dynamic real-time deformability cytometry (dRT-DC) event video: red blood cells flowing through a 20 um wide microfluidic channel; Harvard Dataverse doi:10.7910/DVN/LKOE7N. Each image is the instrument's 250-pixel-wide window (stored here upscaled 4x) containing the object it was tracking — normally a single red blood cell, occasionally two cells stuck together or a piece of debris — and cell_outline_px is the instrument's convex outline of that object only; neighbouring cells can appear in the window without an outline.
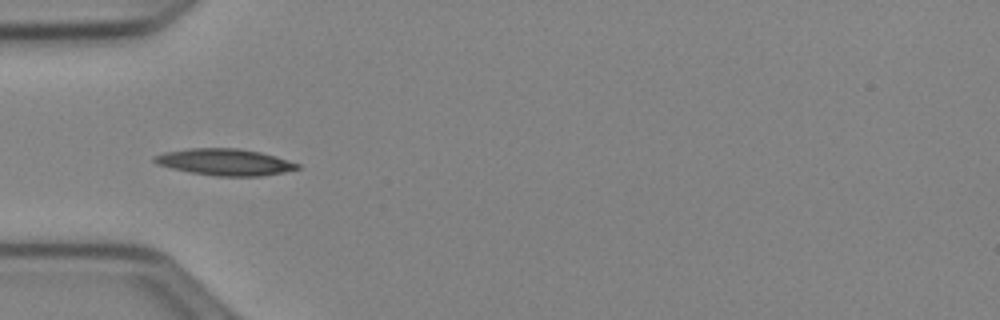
{"species": "Egyptian fruit bat (a non-hibernating species)", "species_latin": "Rousettus aegyptiacus", "temperature_condition": "cold", "stored_images_in_passage": 36, "camera_frame_rate_fps": 3000, "um_per_image_px": 0.085, "animal": {"sex": "female"}, "frame": {"image": 1, "passage_image": 1, "time_ms": 0.0, "image_size_px": [1000, 320], "cell_outline_px": [[300, 168], [284, 172], [260, 176], [216, 176], [192, 172], [172, 168], [156, 164], [152, 160], [152, 156], [164, 152], [188, 148], [236, 148], [260, 152], [300, 164]], "centroid_in_image_um": [19.07, 13.77], "position_along_channel_um": 65.9, "area_um2": 22.02}}
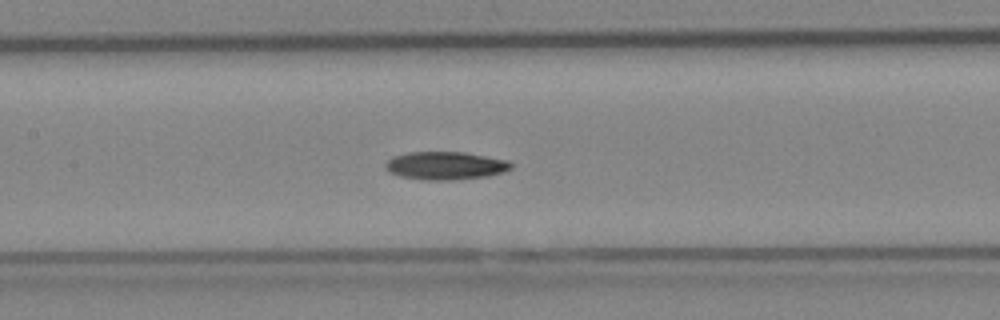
{"frame": {"image": 2, "passage_image": 9, "time_ms": 2.667, "image_size_px": [1000, 320], "cell_outline_px": [[512, 168], [504, 172], [488, 176], [452, 180], [424, 180], [400, 176], [388, 172], [384, 168], [384, 164], [392, 156], [408, 152], [464, 152], [508, 160], [512, 164]], "centroid_in_image_um": [37.84, 14.08], "position_along_channel_um": 169.6, "area_um2": 20.69}}
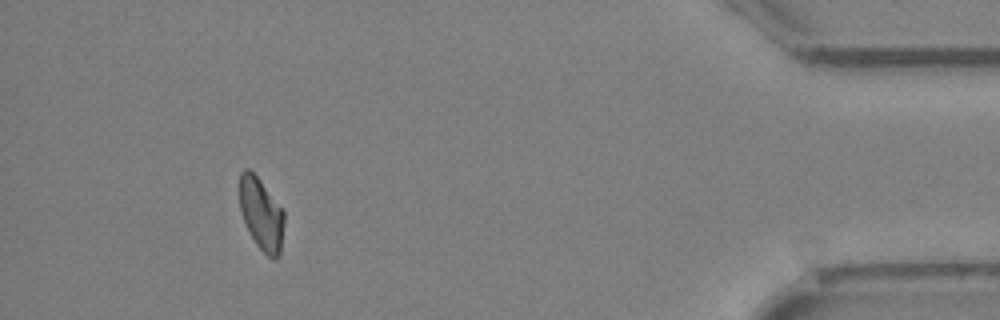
{"frame": {"image": 3, "passage_image": 32, "time_ms": 10.333, "image_size_px": [1000, 320], "cell_outline_px": [[284, 224], [280, 256], [276, 260], [272, 260], [256, 244], [244, 220], [240, 208], [240, 172], [244, 168], [248, 168], [260, 180], [284, 212]], "centroid_in_image_um": [22.23, 18.22], "position_along_channel_um": 413.0, "area_um2": 18.5}}